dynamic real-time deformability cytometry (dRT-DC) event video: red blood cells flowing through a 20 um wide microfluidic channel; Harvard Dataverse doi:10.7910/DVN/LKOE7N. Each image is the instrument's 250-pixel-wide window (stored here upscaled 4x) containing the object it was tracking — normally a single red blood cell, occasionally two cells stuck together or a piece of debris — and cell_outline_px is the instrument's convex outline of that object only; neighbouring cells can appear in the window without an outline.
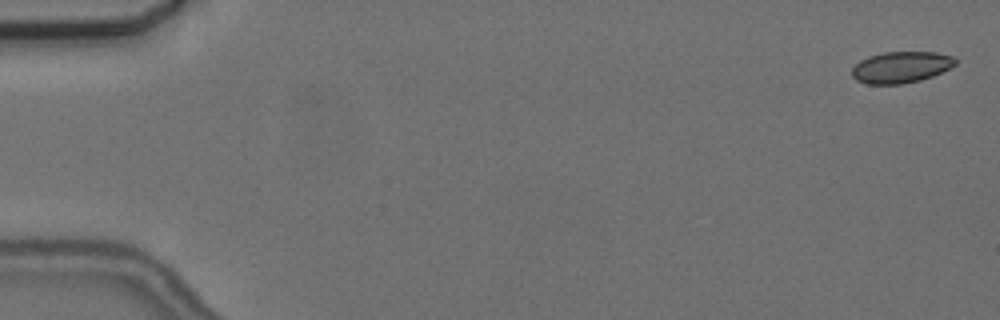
{"species": "common noctule bat (a hibernating species)", "species_latin": "Nyctalus noctula", "temperature_condition": "cold", "stored_images_in_passage": 5, "camera_frame_rate_fps": 3000, "um_per_image_px": 0.085, "animal": {"sex": "female", "body_mass_g": 24.6, "forearm_length_mm": 56.2}, "frame": {"image": 1, "passage_image": 1, "time_ms": 0.0, "image_size_px": [1000, 320], "cell_outline_px": [[956, 64], [932, 76], [920, 80], [900, 84], [868, 84], [856, 80], [852, 76], [852, 68], [860, 60], [868, 56], [884, 52], [936, 52], [952, 56], [956, 60]], "centroid_in_image_um": [76.55, 5.71], "position_along_channel_um": 8.4, "area_um2": 18.79}}